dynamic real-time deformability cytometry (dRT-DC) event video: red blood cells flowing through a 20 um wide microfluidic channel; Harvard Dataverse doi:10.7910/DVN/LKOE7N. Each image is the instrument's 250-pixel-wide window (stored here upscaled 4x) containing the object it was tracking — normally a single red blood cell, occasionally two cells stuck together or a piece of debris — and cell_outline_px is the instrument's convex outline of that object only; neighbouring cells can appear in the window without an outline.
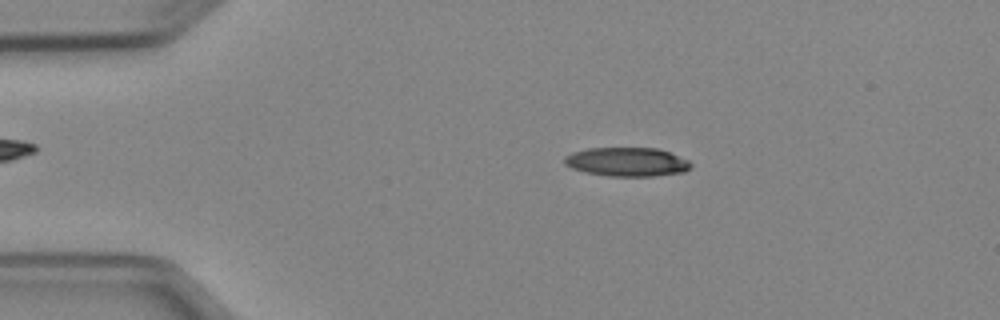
{"species": "Egyptian fruit bat (a non-hibernating species)", "species_latin": "Rousettus aegyptiacus", "temperature_condition": "cold", "stored_images_in_passage": 4, "camera_frame_rate_fps": 3000, "um_per_image_px": 0.085, "animal": {"sex": "female"}, "frame": {"image": 1, "passage_image": 2, "time_ms": 1.0, "image_size_px": [1000, 320], "cell_outline_px": [[692, 168], [684, 172], [652, 176], [608, 176], [584, 172], [572, 168], [564, 164], [564, 156], [572, 152], [588, 148], [656, 148], [668, 152], [688, 160], [692, 164]], "centroid_in_image_um": [53.27, 13.76], "position_along_channel_um": 31.7, "area_um2": 21.33}}
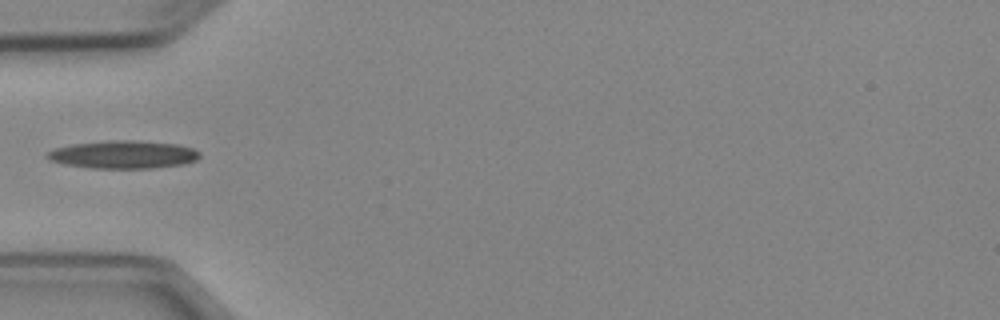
{"frame": {"image": 2, "passage_image": 4, "time_ms": 3.333, "image_size_px": [1000, 320], "cell_outline_px": [[200, 156], [196, 160], [184, 164], [152, 168], [92, 168], [64, 164], [48, 160], [44, 156], [52, 148], [72, 144], [108, 140], [136, 140], [176, 144], [192, 148], [200, 152]], "centroid_in_image_um": [10.44, 13.13], "position_along_channel_um": 74.6, "area_um2": 24.97}}